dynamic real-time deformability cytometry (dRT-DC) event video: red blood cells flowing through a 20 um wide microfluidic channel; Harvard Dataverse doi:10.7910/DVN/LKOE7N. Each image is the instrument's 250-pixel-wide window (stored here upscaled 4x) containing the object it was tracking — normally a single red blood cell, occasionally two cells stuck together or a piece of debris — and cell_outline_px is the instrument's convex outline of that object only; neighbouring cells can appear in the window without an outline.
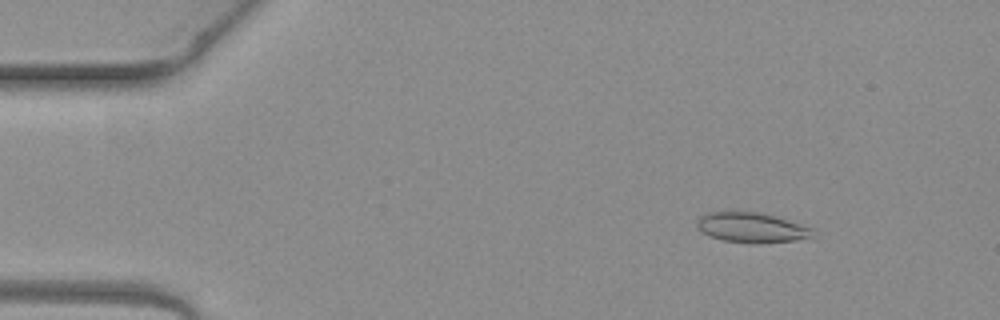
{"species": "common noctule bat (a hibernating species)", "species_latin": "Nyctalus noctula", "temperature_condition": "warm", "stored_images_in_passage": 4, "camera_frame_rate_fps": 3000, "um_per_image_px": 0.085, "animal": {"sex": "female", "body_mass_g": 19.3, "forearm_length_mm": 54.1}, "frame": {"image": 1, "passage_image": 1, "time_ms": 0.0, "image_size_px": [1000, 320], "cell_outline_px": [[812, 236], [792, 240], [724, 240], [708, 236], [700, 232], [696, 228], [696, 224], [700, 216], [708, 212], [756, 212], [776, 216], [812, 228]], "centroid_in_image_um": [63.78, 19.28], "position_along_channel_um": 21.2, "area_um2": 19.07}}
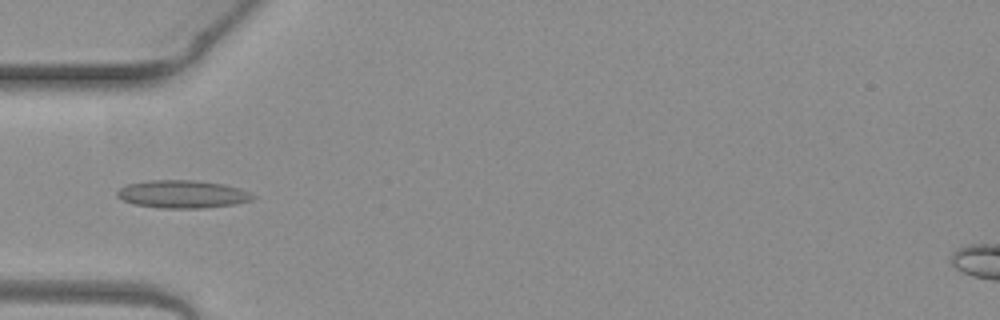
{"frame": {"image": 2, "passage_image": 3, "time_ms": 0.667, "image_size_px": [1000, 320], "cell_outline_px": [[256, 196], [252, 200], [232, 204], [204, 208], [160, 208], [136, 204], [124, 200], [116, 196], [116, 192], [120, 188], [128, 184], [148, 180], [196, 180], [224, 184], [248, 192]], "centroid_in_image_um": [15.49, 16.5], "position_along_channel_um": 69.5, "area_um2": 21.79}}
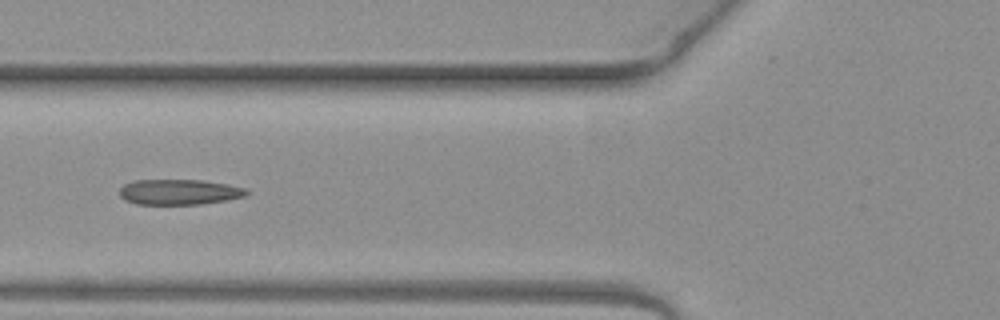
{"frame": {"image": 3, "passage_image": 4, "time_ms": 1.0, "image_size_px": [1000, 320], "cell_outline_px": [[252, 192], [244, 196], [224, 200], [200, 204], [136, 204], [124, 200], [120, 196], [120, 188], [124, 184], [132, 180], [200, 180], [224, 184], [244, 188]], "centroid_in_image_um": [15.18, 16.32], "position_along_channel_um": 110.6, "area_um2": 18.67}}